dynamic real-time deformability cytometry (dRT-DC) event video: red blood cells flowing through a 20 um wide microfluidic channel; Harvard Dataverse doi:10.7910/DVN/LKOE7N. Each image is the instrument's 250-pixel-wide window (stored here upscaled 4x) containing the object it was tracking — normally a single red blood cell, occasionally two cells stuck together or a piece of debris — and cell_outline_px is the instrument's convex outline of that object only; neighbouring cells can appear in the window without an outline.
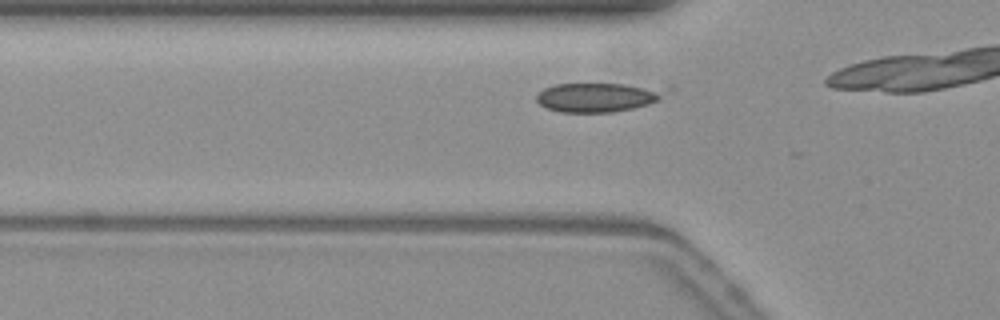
{"species": "common noctule bat (a hibernating species)", "species_latin": "Nyctalus noctula", "temperature_condition": "warm", "stored_images_in_passage": 9, "camera_frame_rate_fps": 3000, "um_per_image_px": 0.085, "animal": {"sex": "female", "body_mass_g": 19.3, "forearm_length_mm": 54.1}, "frame": {"image": 1, "passage_image": 6, "time_ms": 1.667, "image_size_px": [1000, 320], "cell_outline_px": [[672, 92], [660, 100], [648, 104], [632, 108], [612, 112], [560, 112], [548, 108], [540, 104], [536, 100], [536, 96], [544, 88], [556, 84], [624, 84], [672, 88]], "centroid_in_image_um": [50.92, 8.25], "position_along_channel_um": 74.9, "area_um2": 22.14}}